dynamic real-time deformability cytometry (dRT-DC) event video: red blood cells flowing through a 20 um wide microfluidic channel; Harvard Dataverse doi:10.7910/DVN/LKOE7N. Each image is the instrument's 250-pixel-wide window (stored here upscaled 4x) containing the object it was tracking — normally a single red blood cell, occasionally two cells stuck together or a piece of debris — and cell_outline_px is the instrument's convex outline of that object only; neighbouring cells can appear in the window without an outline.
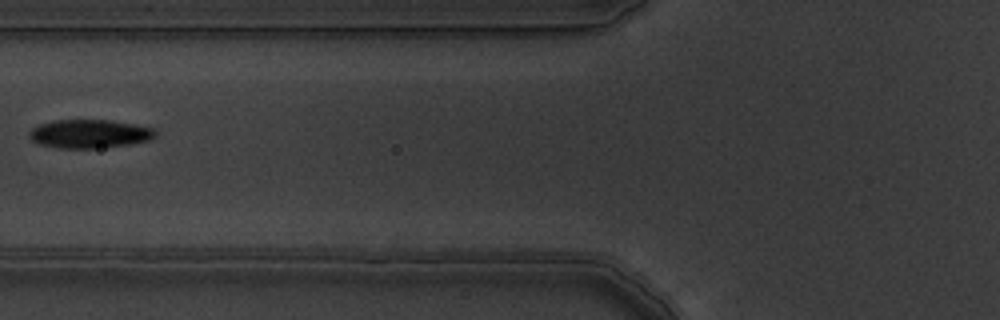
{"species": "common noctule bat (a hibernating species)", "species_latin": "Nyctalus noctula", "temperature_condition": "warm", "stored_images_in_passage": 7, "camera_frame_rate_fps": 3000, "um_per_image_px": 0.085, "animal": {"sex": "male", "body_mass_g": 19.5, "forearm_length_mm": 54.6}, "frame": {"image": 1, "passage_image": 7, "time_ms": 2.0, "image_size_px": [1000, 320], "cell_outline_px": [[156, 136], [148, 140], [132, 144], [92, 148], [56, 148], [40, 144], [32, 140], [28, 136], [28, 132], [32, 128], [40, 124], [52, 120], [112, 120], [152, 128], [156, 132]], "centroid_in_image_um": [7.57, 11.37], "position_along_channel_um": 118.2, "area_um2": 20.92}}